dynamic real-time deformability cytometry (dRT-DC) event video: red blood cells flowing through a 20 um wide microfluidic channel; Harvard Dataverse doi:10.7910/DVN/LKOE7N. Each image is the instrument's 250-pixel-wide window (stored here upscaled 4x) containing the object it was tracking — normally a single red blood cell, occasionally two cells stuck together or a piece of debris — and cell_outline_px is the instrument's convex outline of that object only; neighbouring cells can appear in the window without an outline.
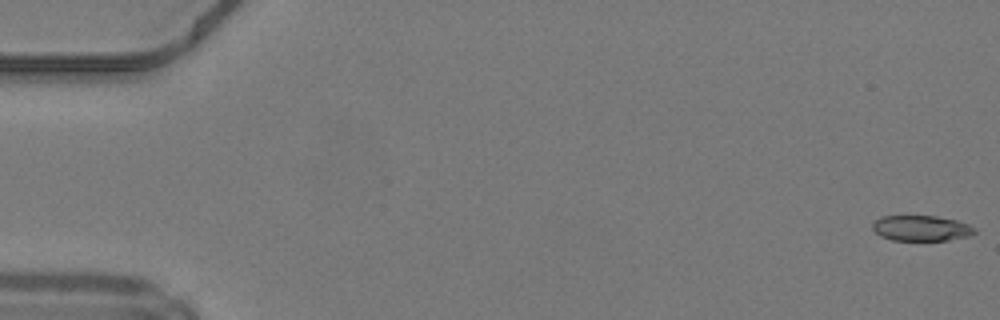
{"species": "common noctule bat (a hibernating species)", "species_latin": "Nyctalus noctula", "temperature_condition": "warm", "stored_images_in_passage": 49, "camera_frame_rate_fps": 3000, "um_per_image_px": 0.085, "animal": {"sex": "male", "body_mass_g": 19.2, "forearm_length_mm": 51.8}, "frame": {"image": 1, "passage_image": 1, "time_ms": 0.0, "image_size_px": [1000, 320], "cell_outline_px": [[976, 232], [968, 236], [948, 240], [892, 240], [880, 236], [872, 228], [872, 224], [880, 216], [936, 216], [956, 220], [968, 224], [976, 228]], "centroid_in_image_um": [78.3, 19.39], "position_along_channel_um": 6.7, "area_um2": 15.14}}
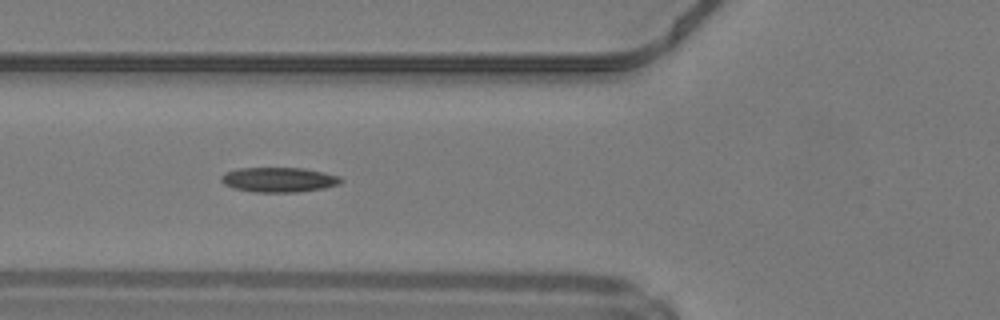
{"frame": {"image": 2, "passage_image": 19, "time_ms": 6.0, "image_size_px": [1000, 320], "cell_outline_px": [[344, 180], [340, 184], [324, 188], [296, 192], [252, 192], [236, 188], [224, 184], [220, 180], [220, 176], [224, 172], [240, 168], [304, 168], [324, 172], [340, 176]], "centroid_in_image_um": [23.72, 15.27], "position_along_channel_um": 102.1, "area_um2": 17.4}}
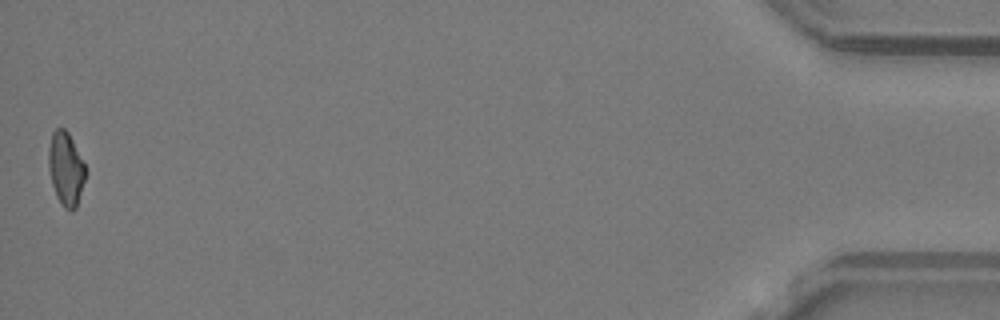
{"frame": {"image": 3, "passage_image": 49, "time_ms": 16.0, "image_size_px": [1000, 320], "cell_outline_px": [[84, 180], [76, 208], [72, 212], [64, 208], [56, 196], [52, 184], [48, 168], [48, 148], [52, 132], [56, 128], [64, 128], [68, 132], [84, 164]], "centroid_in_image_um": [5.56, 14.35], "position_along_channel_um": 429.6, "area_um2": 15.61}}